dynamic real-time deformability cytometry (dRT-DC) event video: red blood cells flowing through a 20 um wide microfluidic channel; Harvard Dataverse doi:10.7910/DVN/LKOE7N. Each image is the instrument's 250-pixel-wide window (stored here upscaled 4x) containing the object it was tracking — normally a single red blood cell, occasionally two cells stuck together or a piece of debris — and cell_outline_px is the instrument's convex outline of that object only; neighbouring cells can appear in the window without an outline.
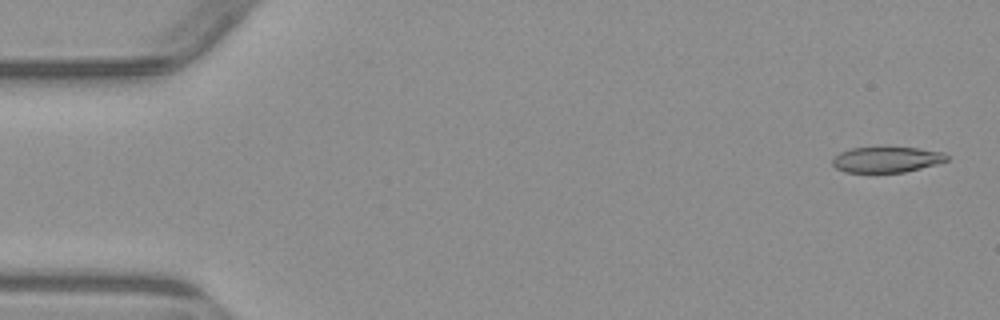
{"species": "common noctule bat (a hibernating species)", "species_latin": "Nyctalus noctula", "temperature_condition": "warm", "stored_images_in_passage": 3, "camera_frame_rate_fps": 3000, "um_per_image_px": 0.085, "animal": {"sex": "male", "body_mass_g": 23.1, "forearm_length_mm": 52.7}, "frame": {"image": 1, "passage_image": 1, "time_ms": 0.0, "image_size_px": [1000, 320], "cell_outline_px": [[948, 160], [936, 164], [904, 172], [844, 172], [836, 168], [832, 164], [832, 160], [840, 152], [852, 148], [920, 148], [944, 152], [948, 156]], "centroid_in_image_um": [75.37, 13.57], "position_along_channel_um": 9.6, "area_um2": 16.88}}